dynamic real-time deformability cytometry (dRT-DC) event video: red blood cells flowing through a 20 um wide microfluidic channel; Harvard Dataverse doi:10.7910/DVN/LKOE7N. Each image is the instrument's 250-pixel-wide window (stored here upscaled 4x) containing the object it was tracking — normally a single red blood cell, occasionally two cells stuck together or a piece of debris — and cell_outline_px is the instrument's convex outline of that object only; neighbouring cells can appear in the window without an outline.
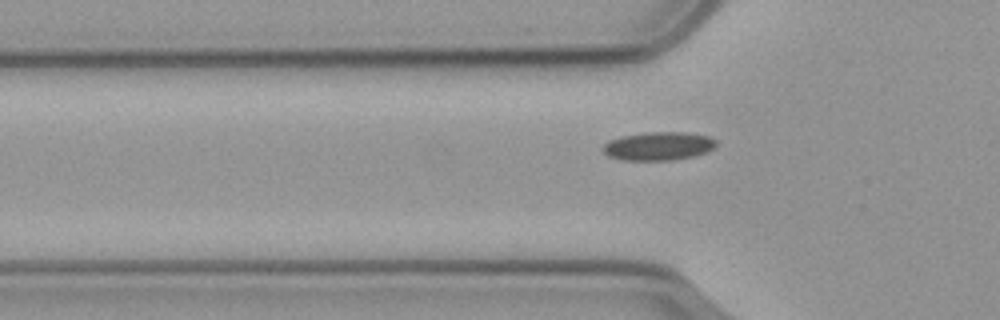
{"species": "common noctule bat (a hibernating species)", "species_latin": "Nyctalus noctula", "temperature_condition": "cold", "stored_images_in_passage": 35, "camera_frame_rate_fps": 3000, "um_per_image_px": 0.085, "animal": {"sex": "male", "body_mass_g": 23.1, "forearm_length_mm": 52.7}, "frame": {"image": 1, "passage_image": 4, "time_ms": 1.0, "image_size_px": [1000, 320], "cell_outline_px": [[716, 144], [708, 152], [692, 156], [672, 160], [624, 160], [608, 156], [600, 148], [608, 140], [620, 136], [648, 132], [688, 132], [712, 136], [716, 140]], "centroid_in_image_um": [55.96, 12.4], "position_along_channel_um": 69.8, "area_um2": 18.96}}
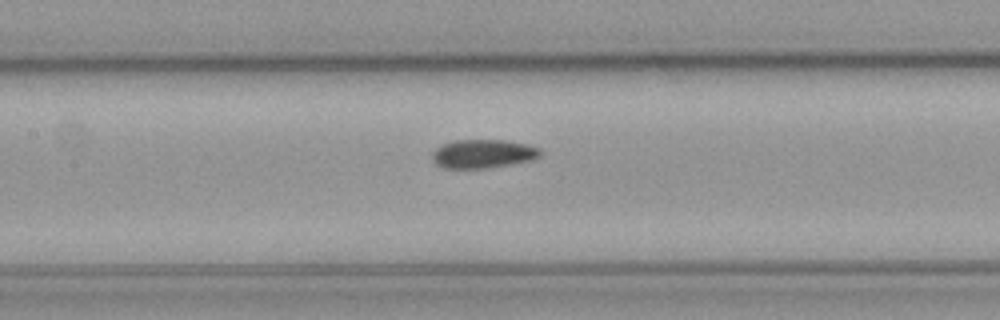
{"frame": {"image": 2, "passage_image": 12, "time_ms": 3.667, "image_size_px": [1000, 320], "cell_outline_px": [[540, 156], [532, 160], [484, 168], [444, 168], [436, 164], [432, 160], [432, 152], [436, 148], [444, 144], [456, 140], [504, 140], [528, 144], [540, 148]], "centroid_in_image_um": [41.05, 13.06], "position_along_channel_um": 166.4, "area_um2": 17.92}}
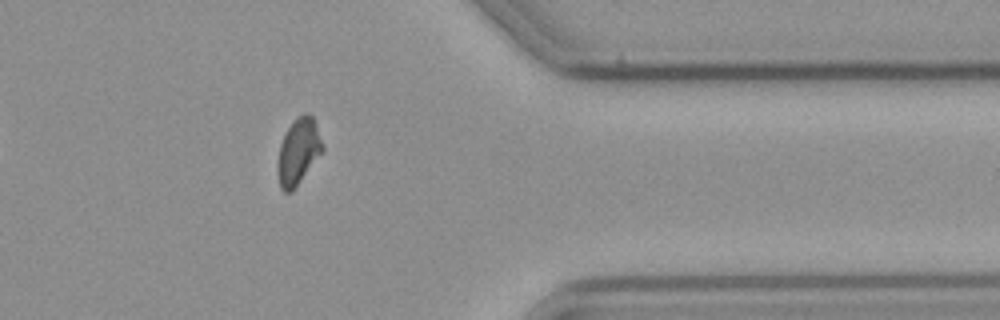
{"frame": {"image": 3, "passage_image": 32, "time_ms": 10.333, "image_size_px": [1000, 320], "cell_outline_px": [[324, 152], [292, 192], [284, 192], [280, 188], [276, 168], [280, 144], [288, 128], [304, 112], [308, 112], [312, 116], [316, 124], [324, 148]], "centroid_in_image_um": [25.37, 12.93], "position_along_channel_um": 386.0, "area_um2": 17.4}, "authors_computed_cell_mechanics": {"area_um2": 17.629, "velocity_mm_per_s": 3.5656, "shape_relaxation_time_tau1_ms": null, "shape_relaxation_time_tau2_ms": 5.1264, "deformation_change_tau1": null, "deformation_change_tau2": 0.0696}}